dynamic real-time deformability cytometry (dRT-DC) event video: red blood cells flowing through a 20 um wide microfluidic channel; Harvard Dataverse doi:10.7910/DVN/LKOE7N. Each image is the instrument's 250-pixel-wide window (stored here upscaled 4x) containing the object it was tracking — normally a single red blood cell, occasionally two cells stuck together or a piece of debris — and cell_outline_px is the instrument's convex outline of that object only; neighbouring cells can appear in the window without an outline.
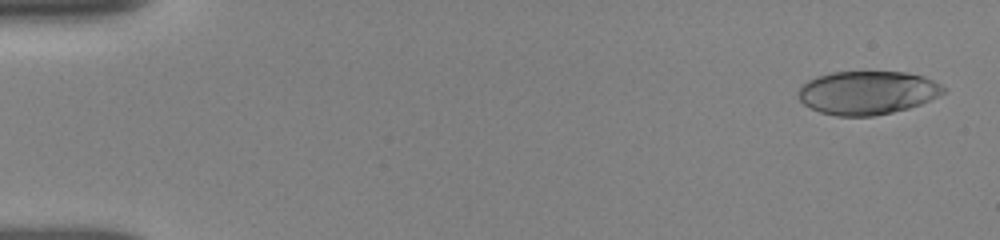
{"species": "human", "species_latin": "Homo sapiens", "temperature_condition": "room temperature", "stored_images_in_passage": 38, "camera_frame_rate_fps": 3000, "um_per_image_px": 0.085, "donor": {"sex": "female"}, "frame": {"image": 1, "passage_image": 1, "time_ms": 0.0, "image_size_px": [1000, 240], "cell_outline_px": [[944, 92], [920, 104], [908, 108], [892, 112], [872, 116], [836, 116], [820, 112], [804, 104], [796, 96], [796, 92], [808, 80], [816, 76], [832, 72], [904, 72], [924, 76], [940, 84], [944, 88]], "centroid_in_image_um": [73.68, 7.87], "position_along_channel_um": 11.3, "area_um2": 36.59}}
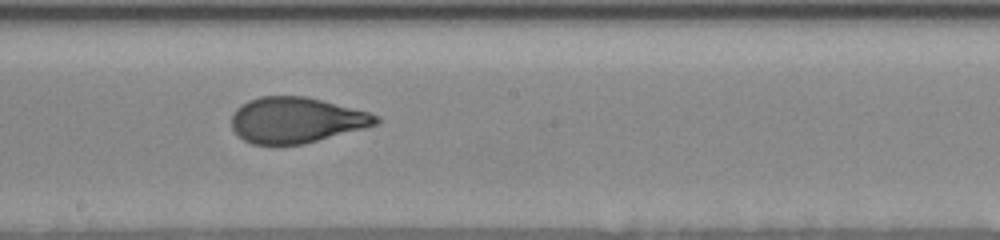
{"frame": {"image": 2, "passage_image": 20, "time_ms": 9.0, "image_size_px": [1000, 240], "cell_outline_px": [[380, 120], [376, 124], [364, 128], [304, 144], [252, 144], [244, 140], [232, 128], [232, 112], [240, 104], [248, 100], [260, 96], [304, 96], [368, 112], [380, 116]], "centroid_in_image_um": [25.15, 10.2], "position_along_channel_um": 223.1, "area_um2": 38.21}}
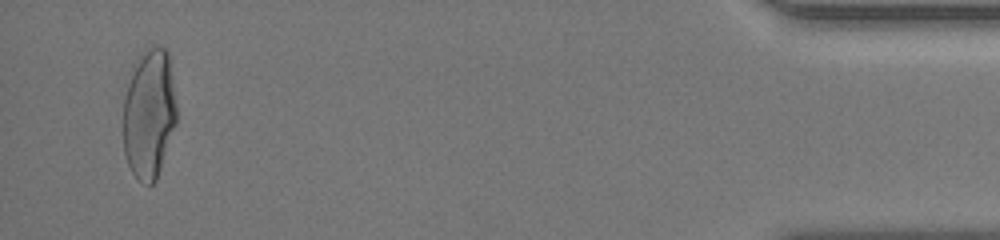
{"frame": {"image": 3, "passage_image": 36, "time_ms": 16.0, "image_size_px": [1000, 240], "cell_outline_px": [[176, 124], [156, 180], [152, 184], [148, 184], [140, 180], [132, 172], [128, 164], [124, 152], [124, 100], [132, 64], [148, 48], [164, 48], [168, 52], [176, 108]], "centroid_in_image_um": [12.66, 9.68], "position_along_channel_um": 422.5, "area_um2": 39.82}, "authors_computed_cell_mechanics": {"area_um2": 38.8994, "velocity_mm_per_s": 3.8794, "shape_relaxation_time_tau1_ms": 4.1832, "shape_relaxation_time_tau2_ms": 0.6272, "deformation_change_tau1": 0.1789, "deformation_change_tau2": 0.063}}